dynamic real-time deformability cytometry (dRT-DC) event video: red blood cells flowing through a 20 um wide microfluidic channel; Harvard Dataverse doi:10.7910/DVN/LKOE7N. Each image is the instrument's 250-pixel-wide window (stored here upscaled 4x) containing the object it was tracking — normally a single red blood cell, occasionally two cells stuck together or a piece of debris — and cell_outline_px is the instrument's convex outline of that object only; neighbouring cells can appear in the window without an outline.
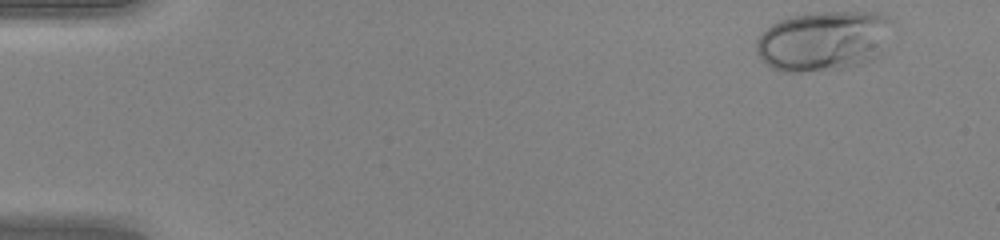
{"species": "human", "species_latin": "Homo sapiens", "temperature_condition": "warm", "stored_images_in_passage": 46, "camera_frame_rate_fps": 3000, "um_per_image_px": 0.085, "donor": {"sex": "female"}, "frame": {"image": 1, "passage_image": 1, "time_ms": 0.0, "image_size_px": [1000, 240], "cell_outline_px": [[892, 20], [880, 56], [872, 60], [860, 64], [844, 68], [804, 72], [784, 72], [772, 68], [756, 52], [756, 40], [772, 24], [780, 20], [792, 16], [812, 12], [880, 12], [888, 16]], "centroid_in_image_um": [70.01, 3.47], "position_along_channel_um": 15.0, "area_um2": 47.51}}
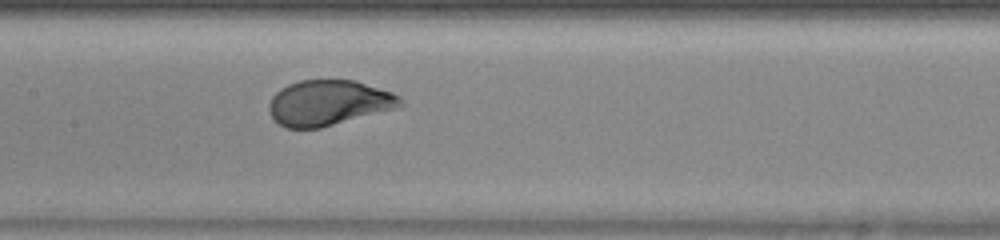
{"frame": {"image": 2, "passage_image": 22, "time_ms": 7.0, "image_size_px": [1000, 240], "cell_outline_px": [[404, 104], [396, 108], [320, 128], [284, 128], [272, 116], [268, 108], [268, 104], [272, 96], [280, 88], [288, 84], [300, 80], [356, 80], [392, 92], [400, 96]], "centroid_in_image_um": [27.92, 8.73], "position_along_channel_um": 179.5, "area_um2": 34.68}}
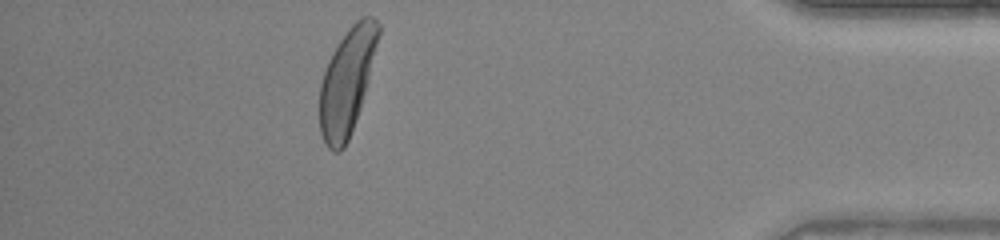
{"frame": {"image": 3, "passage_image": 41, "time_ms": 13.333, "image_size_px": [1000, 240], "cell_outline_px": [[380, 32], [368, 80], [360, 108], [348, 140], [344, 148], [340, 152], [332, 152], [328, 148], [320, 132], [320, 84], [328, 60], [336, 44], [348, 28], [360, 16], [372, 16], [380, 24]], "centroid_in_image_um": [29.49, 6.9], "position_along_channel_um": 405.7, "area_um2": 36.01}, "authors_computed_cell_mechanics": {"area_um2": 36.0672, "velocity_mm_per_s": 4.2388, "shape_relaxation_time_tau1_ms": 2.2896, "shape_relaxation_time_tau2_ms": null, "deformation_change_tau1": 0.1661, "deformation_change_tau2": null}}